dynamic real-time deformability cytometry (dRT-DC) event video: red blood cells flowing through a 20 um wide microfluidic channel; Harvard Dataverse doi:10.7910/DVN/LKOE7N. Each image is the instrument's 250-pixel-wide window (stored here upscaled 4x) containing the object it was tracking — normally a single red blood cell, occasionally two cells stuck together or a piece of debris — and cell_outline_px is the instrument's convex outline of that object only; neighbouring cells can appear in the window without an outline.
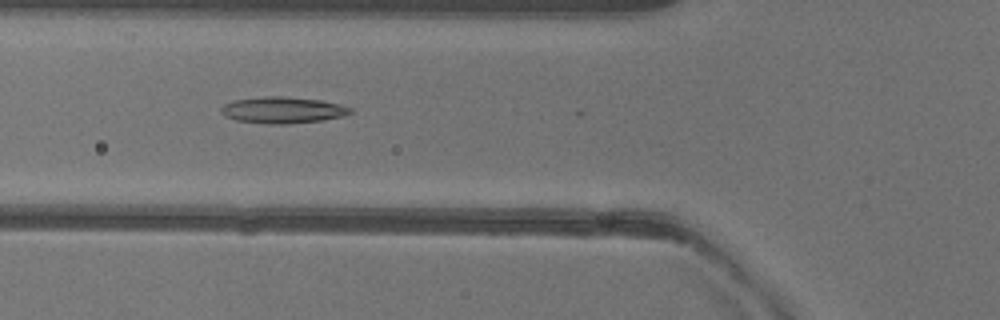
{"species": "common noctule bat (a hibernating species)", "species_latin": "Nyctalus noctula", "temperature_condition": "warm", "stored_images_in_passage": 15, "camera_frame_rate_fps": 3000, "um_per_image_px": 0.085, "animal": {"sex": "female"}, "frame": {"image": 1, "passage_image": 12, "time_ms": 3.667, "image_size_px": [1000, 320], "cell_outline_px": [[352, 112], [344, 116], [324, 120], [288, 124], [272, 124], [236, 120], [220, 112], [220, 108], [224, 104], [236, 100], [264, 96], [288, 96], [320, 100], [340, 104], [352, 108]], "centroid_in_image_um": [24.07, 9.35], "position_along_channel_um": 101.7, "area_um2": 19.88}}